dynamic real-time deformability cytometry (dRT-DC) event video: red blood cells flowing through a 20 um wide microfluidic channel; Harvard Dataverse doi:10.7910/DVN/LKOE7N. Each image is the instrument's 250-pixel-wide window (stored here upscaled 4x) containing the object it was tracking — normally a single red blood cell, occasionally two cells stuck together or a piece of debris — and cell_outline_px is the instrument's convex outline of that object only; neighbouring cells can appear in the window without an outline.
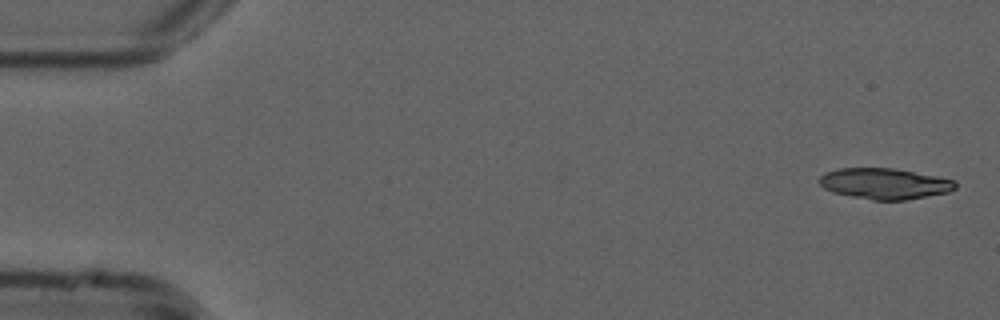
{"species": "common noctule bat (a hibernating species)", "species_latin": "Nyctalus noctula", "temperature_condition": "cold", "stored_images_in_passage": 52, "segment_of_instrument_passage": [1, 2], "camera_frame_rate_fps": 3000, "um_per_image_px": 0.085, "animal": {"sex": "male", "forearm_length_mm": 52.5}, "frame": {"image": 1, "passage_image": 1, "time_ms": 0.0, "image_size_px": [1000, 320], "cell_outline_px": [[956, 188], [948, 192], [908, 200], [872, 200], [832, 192], [824, 188], [820, 184], [820, 176], [828, 172], [840, 168], [892, 168], [936, 176], [956, 180]], "centroid_in_image_um": [75.22, 15.61], "position_along_channel_um": 9.8, "area_um2": 24.33}}
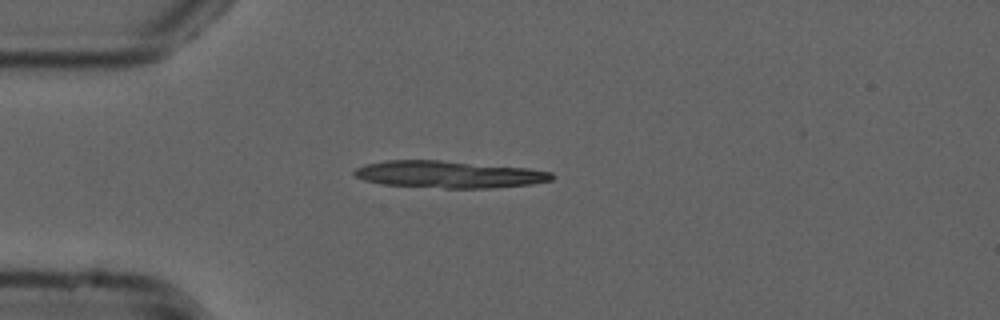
{"frame": {"image": 2, "passage_image": 13, "time_ms": 4.0, "image_size_px": [1000, 320], "cell_outline_px": [[556, 176], [552, 180], [532, 184], [492, 188], [444, 188], [380, 184], [364, 180], [352, 176], [352, 172], [356, 168], [368, 164], [384, 160], [440, 160], [528, 168], [552, 172]], "centroid_in_image_um": [38.15, 14.82], "position_along_channel_um": 46.9, "area_um2": 31.33}}